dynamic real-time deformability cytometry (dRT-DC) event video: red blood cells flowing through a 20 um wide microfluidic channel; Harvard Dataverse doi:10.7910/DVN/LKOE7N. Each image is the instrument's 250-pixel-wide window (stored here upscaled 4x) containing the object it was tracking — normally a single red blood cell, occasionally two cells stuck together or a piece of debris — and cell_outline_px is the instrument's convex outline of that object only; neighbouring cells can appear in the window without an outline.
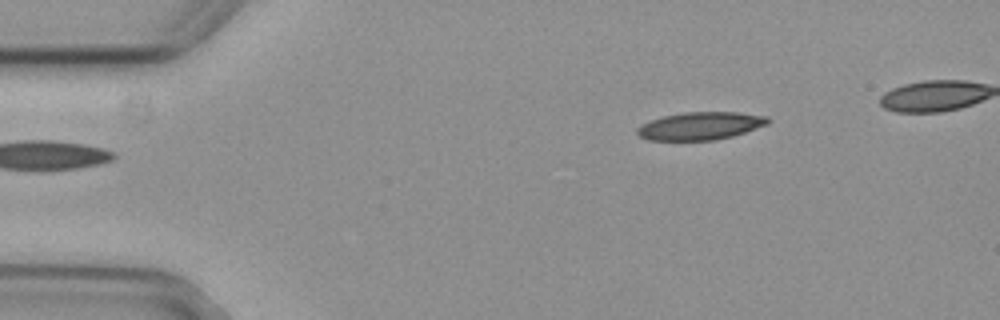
{"species": "common noctule bat (a hibernating species)", "species_latin": "Nyctalus noctula", "temperature_condition": "cold", "stored_images_in_passage": 2, "camera_frame_rate_fps": 3000, "um_per_image_px": 0.085, "animal": {"sex": "female", "body_mass_g": 29.2, "forearm_length_mm": 56.3}, "frame": {"image": 1, "passage_image": 2, "time_ms": 0.333, "image_size_px": [1000, 320], "cell_outline_px": [[768, 124], [732, 136], [712, 140], [648, 140], [640, 136], [636, 132], [636, 128], [640, 124], [664, 116], [684, 112], [736, 112], [768, 116]], "centroid_in_image_um": [59.5, 10.7], "position_along_channel_um": 25.5, "area_um2": 20.98}}